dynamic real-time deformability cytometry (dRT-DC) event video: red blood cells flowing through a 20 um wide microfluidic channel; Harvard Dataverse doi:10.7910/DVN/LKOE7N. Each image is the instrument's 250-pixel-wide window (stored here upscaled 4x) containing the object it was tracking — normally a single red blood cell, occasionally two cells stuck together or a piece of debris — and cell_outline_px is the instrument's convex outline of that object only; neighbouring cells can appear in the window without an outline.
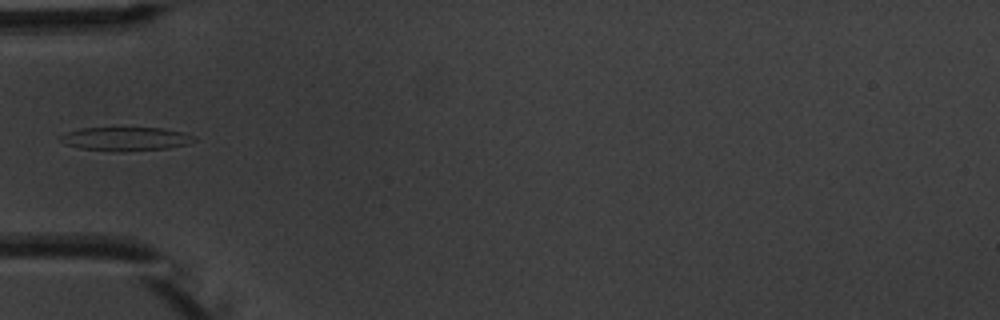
{"species": "common noctule bat (a hibernating species)", "species_latin": "Nyctalus noctula", "temperature_condition": "warm", "stored_images_in_passage": 6, "camera_frame_rate_fps": 3000, "um_per_image_px": 0.085, "animal": {"sex": "male", "body_mass_g": 20.1, "forearm_length_mm": 53.5}, "frame": {"image": 1, "passage_image": 6, "time_ms": 5.667, "image_size_px": [1000, 320], "cell_outline_px": [[196, 140], [188, 144], [164, 148], [112, 152], [80, 148], [64, 144], [60, 140], [60, 136], [68, 132], [80, 128], [160, 128], [180, 132], [196, 136]], "centroid_in_image_um": [10.65, 11.81], "position_along_channel_um": 74.4, "area_um2": 18.26}}